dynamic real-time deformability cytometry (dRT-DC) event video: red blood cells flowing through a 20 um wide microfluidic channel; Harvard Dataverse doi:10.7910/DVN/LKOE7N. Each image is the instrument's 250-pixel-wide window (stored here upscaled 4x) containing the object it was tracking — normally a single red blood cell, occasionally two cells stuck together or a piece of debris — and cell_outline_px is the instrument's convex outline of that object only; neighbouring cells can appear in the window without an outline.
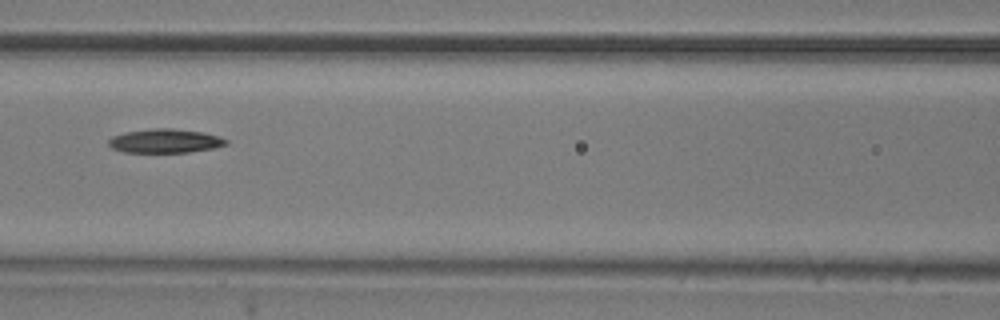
{"species": "common noctule bat (a hibernating species)", "species_latin": "Nyctalus noctula", "temperature_condition": "room temperature", "stored_images_in_passage": 5, "camera_frame_rate_fps": 3000, "um_per_image_px": 0.085, "animal": {"sex": "male", "body_mass_g": 20.5, "forearm_length_mm": 52.5}, "frame": {"image": 1, "passage_image": 5, "time_ms": 1.333, "image_size_px": [1000, 320], "cell_outline_px": [[228, 144], [212, 148], [188, 152], [124, 152], [112, 148], [108, 144], [108, 140], [112, 136], [124, 132], [156, 128], [172, 128], [204, 132], [220, 136], [228, 140]], "centroid_in_image_um": [14.04, 11.97], "position_along_channel_um": 152.6, "area_um2": 16.42}}